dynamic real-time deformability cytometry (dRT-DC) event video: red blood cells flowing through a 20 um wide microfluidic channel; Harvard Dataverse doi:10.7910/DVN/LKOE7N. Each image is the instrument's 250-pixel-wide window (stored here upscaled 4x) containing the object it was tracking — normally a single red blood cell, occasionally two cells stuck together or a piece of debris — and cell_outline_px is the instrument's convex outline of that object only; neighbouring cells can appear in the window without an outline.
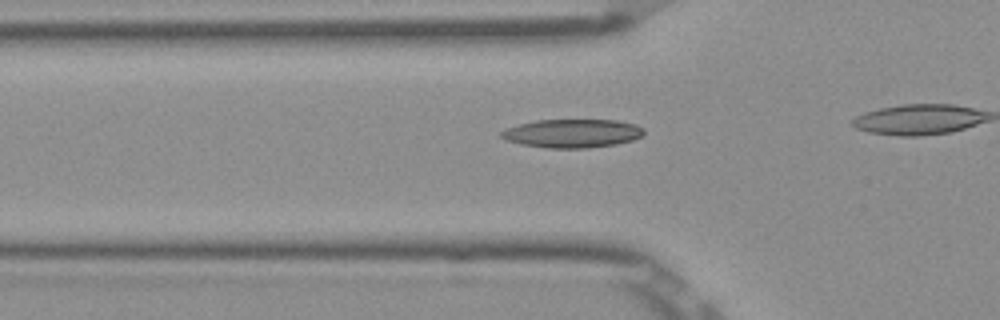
{"species": "Egyptian fruit bat (a non-hibernating species)", "species_latin": "Rousettus aegyptiacus", "temperature_condition": "room temperature", "stored_images_in_passage": 19, "camera_frame_rate_fps": 3000, "um_per_image_px": 0.085, "frame": {"image": 1, "passage_image": 14, "time_ms": 4.333, "image_size_px": [1000, 320], "cell_outline_px": [[644, 132], [640, 136], [632, 140], [616, 144], [588, 148], [544, 148], [520, 144], [504, 140], [500, 136], [500, 132], [508, 128], [520, 124], [536, 120], [616, 120], [636, 124], [644, 128]], "centroid_in_image_um": [48.63, 11.34], "position_along_channel_um": 77.2, "area_um2": 23.76}}